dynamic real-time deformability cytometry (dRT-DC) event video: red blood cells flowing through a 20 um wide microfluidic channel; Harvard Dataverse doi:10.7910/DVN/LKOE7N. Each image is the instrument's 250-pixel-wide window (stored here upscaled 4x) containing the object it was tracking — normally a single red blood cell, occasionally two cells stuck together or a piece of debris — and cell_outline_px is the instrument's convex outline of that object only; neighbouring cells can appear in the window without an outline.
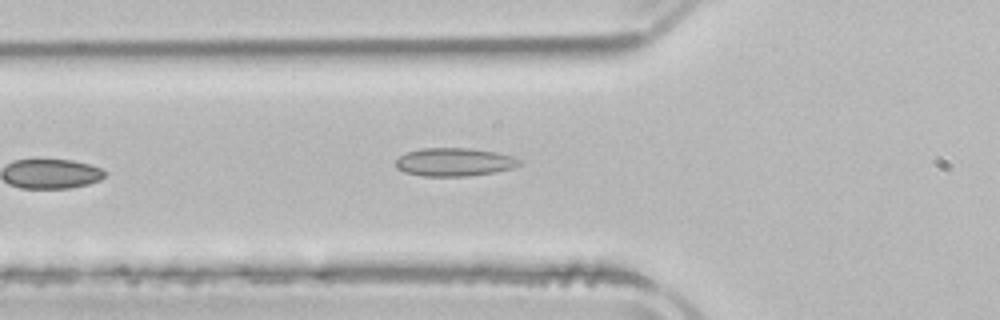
{"species": "common noctule bat (a hibernating species)", "species_latin": "Nyctalus noctula", "temperature_condition": "room temperature", "stored_images_in_passage": 5, "camera_frame_rate_fps": 3000, "um_per_image_px": 0.085, "animal": {"sex": "male", "body_mass_g": 21.5, "forearm_length_mm": 52.0}, "frame": {"image": 1, "passage_image": 5, "time_ms": 6.0, "image_size_px": [1000, 320], "cell_outline_px": [[524, 160], [520, 164], [512, 168], [492, 172], [468, 176], [420, 176], [404, 172], [396, 168], [396, 160], [400, 156], [408, 152], [420, 148], [468, 148], [492, 152], [512, 156]], "centroid_in_image_um": [38.59, 13.78], "position_along_channel_um": 87.2, "area_um2": 20.23}}